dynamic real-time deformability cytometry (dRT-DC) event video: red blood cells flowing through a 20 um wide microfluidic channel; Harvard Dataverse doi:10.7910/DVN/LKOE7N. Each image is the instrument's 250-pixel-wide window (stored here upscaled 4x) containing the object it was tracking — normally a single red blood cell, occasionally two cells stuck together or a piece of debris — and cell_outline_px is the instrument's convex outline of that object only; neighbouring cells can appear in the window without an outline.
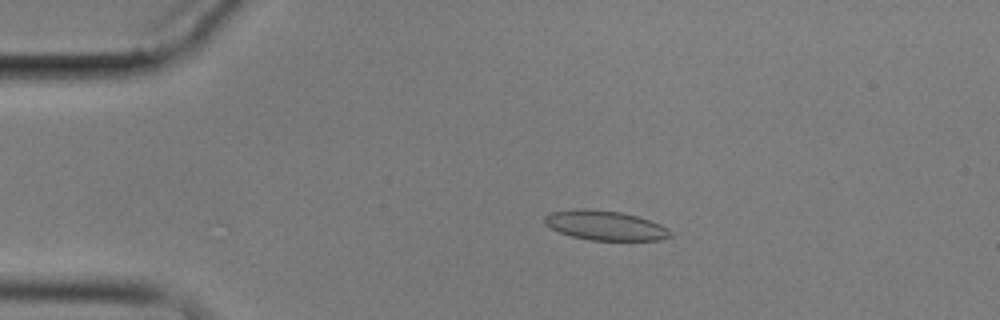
{"species": "common noctule bat (a hibernating species)", "species_latin": "Nyctalus noctula", "temperature_condition": "cold", "stored_images_in_passage": 4, "camera_frame_rate_fps": 3000, "um_per_image_px": 0.085, "animal": {"sex": "male", "body_mass_g": 17.9}, "frame": {"image": 1, "passage_image": 3, "time_ms": 2.333, "image_size_px": [1000, 320], "cell_outline_px": [[672, 236], [660, 240], [588, 240], [572, 236], [560, 232], [544, 224], [544, 216], [552, 212], [572, 208], [588, 208], [620, 212], [636, 216], [660, 224], [668, 228], [672, 232]], "centroid_in_image_um": [51.42, 19.15], "position_along_channel_um": 33.6, "area_um2": 21.73}}